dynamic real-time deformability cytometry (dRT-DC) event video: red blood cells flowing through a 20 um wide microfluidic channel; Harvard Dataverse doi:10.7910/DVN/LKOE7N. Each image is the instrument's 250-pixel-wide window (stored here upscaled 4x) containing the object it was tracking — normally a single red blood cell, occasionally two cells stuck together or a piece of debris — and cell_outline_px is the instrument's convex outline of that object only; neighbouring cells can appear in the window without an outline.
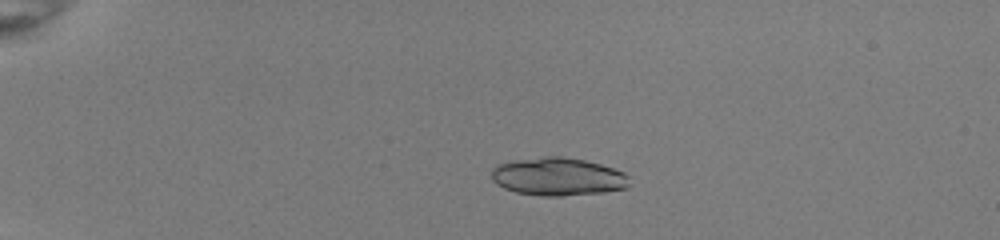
{"species": "common noctule bat (a hibernating species)", "species_latin": "Nyctalus noctula", "temperature_condition": "room temperature", "stored_images_in_passage": 42, "camera_frame_rate_fps": 3000, "um_per_image_px": 0.085, "animal": {"sex": "female", "body_mass_g": 22.0, "forearm_length_mm": 56.7}, "frame": {"image": 1, "passage_image": 3, "time_ms": 0.667, "image_size_px": [1000, 240], "cell_outline_px": [[632, 184], [628, 188], [604, 192], [564, 196], [540, 196], [516, 192], [504, 188], [496, 184], [492, 180], [492, 168], [496, 164], [512, 160], [544, 156], [564, 156], [584, 160], [600, 164], [624, 172], [628, 176]], "centroid_in_image_um": [47.43, 15.01], "position_along_channel_um": 37.6, "area_um2": 30.98}}